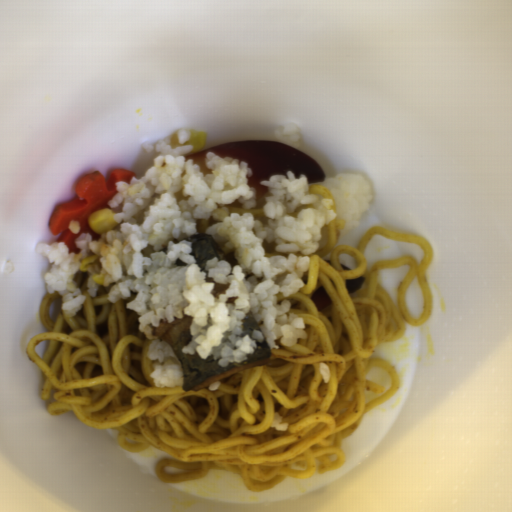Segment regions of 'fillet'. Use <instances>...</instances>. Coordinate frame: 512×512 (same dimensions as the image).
Returning <instances> with one entry per match:
<instances>
[{
	"instance_id": "25842a12",
	"label": "fillet",
	"mask_w": 512,
	"mask_h": 512,
	"mask_svg": "<svg viewBox=\"0 0 512 512\" xmlns=\"http://www.w3.org/2000/svg\"><path fill=\"white\" fill-rule=\"evenodd\" d=\"M208 153L221 158L245 160L252 171L247 181L255 193L256 202L269 193L262 181L273 176L294 172L296 177L303 175L308 185L325 179L324 171L311 157L296 148L269 140H233L184 156V159L199 163L201 172L208 174Z\"/></svg>"
},
{
	"instance_id": "e2c912f1",
	"label": "fillet",
	"mask_w": 512,
	"mask_h": 512,
	"mask_svg": "<svg viewBox=\"0 0 512 512\" xmlns=\"http://www.w3.org/2000/svg\"><path fill=\"white\" fill-rule=\"evenodd\" d=\"M310 298L316 310L319 312L329 307L333 303L323 286H320L315 291H313Z\"/></svg>"
},
{
	"instance_id": "e495c32b",
	"label": "fillet",
	"mask_w": 512,
	"mask_h": 512,
	"mask_svg": "<svg viewBox=\"0 0 512 512\" xmlns=\"http://www.w3.org/2000/svg\"><path fill=\"white\" fill-rule=\"evenodd\" d=\"M365 277L360 276L352 279H345V288L347 294L358 292L365 282Z\"/></svg>"
},
{
	"instance_id": "f6d04758",
	"label": "fillet",
	"mask_w": 512,
	"mask_h": 512,
	"mask_svg": "<svg viewBox=\"0 0 512 512\" xmlns=\"http://www.w3.org/2000/svg\"><path fill=\"white\" fill-rule=\"evenodd\" d=\"M227 208H231V209H238V208H243L239 201H234L233 203H231Z\"/></svg>"
}]
</instances>
